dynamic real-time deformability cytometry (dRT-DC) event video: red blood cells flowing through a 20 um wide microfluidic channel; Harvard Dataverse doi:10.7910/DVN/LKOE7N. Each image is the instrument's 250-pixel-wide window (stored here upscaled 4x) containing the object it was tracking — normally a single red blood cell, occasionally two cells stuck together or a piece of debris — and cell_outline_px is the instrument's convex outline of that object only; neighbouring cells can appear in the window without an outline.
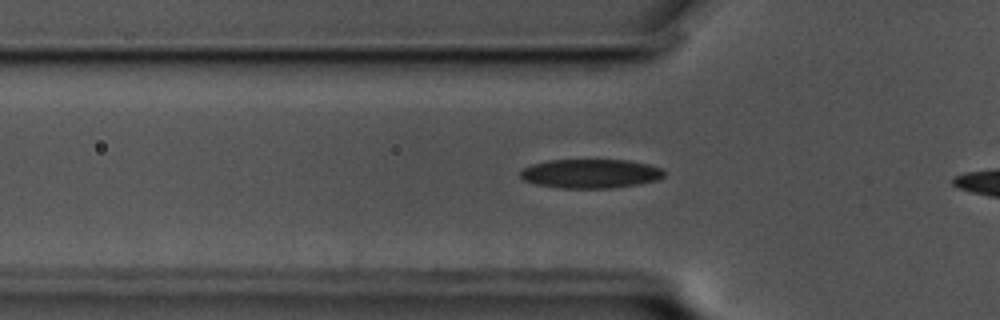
{"species": "common noctule bat (a hibernating species)", "species_latin": "Nyctalus noctula", "temperature_condition": "cold", "stored_images_in_passage": 12, "camera_frame_rate_fps": 3000, "um_per_image_px": 0.085, "animal": {"sex": "male", "body_mass_g": 17.5, "forearm_length_mm": 52.3}, "frame": {"image": 1, "passage_image": 9, "time_ms": 2.667, "image_size_px": [1000, 320], "cell_outline_px": [[664, 176], [656, 180], [636, 184], [608, 188], [560, 188], [536, 184], [524, 180], [520, 176], [520, 172], [524, 168], [532, 164], [548, 160], [628, 160], [648, 164], [664, 168]], "centroid_in_image_um": [50.19, 14.75], "position_along_channel_um": 75.6, "area_um2": 24.28}}